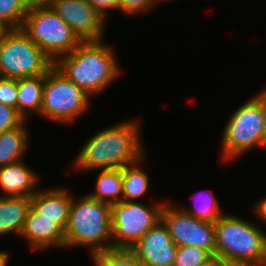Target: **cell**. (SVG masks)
<instances>
[{
    "label": "cell",
    "instance_id": "1",
    "mask_svg": "<svg viewBox=\"0 0 266 266\" xmlns=\"http://www.w3.org/2000/svg\"><path fill=\"white\" fill-rule=\"evenodd\" d=\"M136 121L121 122L91 137L76 155L74 168L83 171L121 169L142 159L145 154L141 128Z\"/></svg>",
    "mask_w": 266,
    "mask_h": 266
},
{
    "label": "cell",
    "instance_id": "2",
    "mask_svg": "<svg viewBox=\"0 0 266 266\" xmlns=\"http://www.w3.org/2000/svg\"><path fill=\"white\" fill-rule=\"evenodd\" d=\"M102 42L82 41L70 54L54 63L59 71L91 97L100 95L121 72L114 51Z\"/></svg>",
    "mask_w": 266,
    "mask_h": 266
},
{
    "label": "cell",
    "instance_id": "3",
    "mask_svg": "<svg viewBox=\"0 0 266 266\" xmlns=\"http://www.w3.org/2000/svg\"><path fill=\"white\" fill-rule=\"evenodd\" d=\"M216 255L227 266H265L266 233L255 224L224 214L215 223Z\"/></svg>",
    "mask_w": 266,
    "mask_h": 266
},
{
    "label": "cell",
    "instance_id": "4",
    "mask_svg": "<svg viewBox=\"0 0 266 266\" xmlns=\"http://www.w3.org/2000/svg\"><path fill=\"white\" fill-rule=\"evenodd\" d=\"M110 239L112 240L111 205L89 195L80 200H75L72 196L65 230V248L82 245L89 248L92 256L113 249Z\"/></svg>",
    "mask_w": 266,
    "mask_h": 266
},
{
    "label": "cell",
    "instance_id": "5",
    "mask_svg": "<svg viewBox=\"0 0 266 266\" xmlns=\"http://www.w3.org/2000/svg\"><path fill=\"white\" fill-rule=\"evenodd\" d=\"M21 29L54 63L82 42L48 3H31Z\"/></svg>",
    "mask_w": 266,
    "mask_h": 266
},
{
    "label": "cell",
    "instance_id": "6",
    "mask_svg": "<svg viewBox=\"0 0 266 266\" xmlns=\"http://www.w3.org/2000/svg\"><path fill=\"white\" fill-rule=\"evenodd\" d=\"M221 138V157L227 161L240 157L253 147L266 149L264 113L255 96L234 111Z\"/></svg>",
    "mask_w": 266,
    "mask_h": 266
},
{
    "label": "cell",
    "instance_id": "7",
    "mask_svg": "<svg viewBox=\"0 0 266 266\" xmlns=\"http://www.w3.org/2000/svg\"><path fill=\"white\" fill-rule=\"evenodd\" d=\"M54 62L21 29L0 40V77L19 79L45 75Z\"/></svg>",
    "mask_w": 266,
    "mask_h": 266
},
{
    "label": "cell",
    "instance_id": "8",
    "mask_svg": "<svg viewBox=\"0 0 266 266\" xmlns=\"http://www.w3.org/2000/svg\"><path fill=\"white\" fill-rule=\"evenodd\" d=\"M90 98L89 94L53 66L44 75L40 116L69 125L88 110Z\"/></svg>",
    "mask_w": 266,
    "mask_h": 266
},
{
    "label": "cell",
    "instance_id": "9",
    "mask_svg": "<svg viewBox=\"0 0 266 266\" xmlns=\"http://www.w3.org/2000/svg\"><path fill=\"white\" fill-rule=\"evenodd\" d=\"M156 203L150 207L135 200L111 205L113 249H132L152 227L161 221L165 202Z\"/></svg>",
    "mask_w": 266,
    "mask_h": 266
},
{
    "label": "cell",
    "instance_id": "10",
    "mask_svg": "<svg viewBox=\"0 0 266 266\" xmlns=\"http://www.w3.org/2000/svg\"><path fill=\"white\" fill-rule=\"evenodd\" d=\"M161 220L167 226L174 244L178 246H197L216 255L215 224L198 220L177 207L165 203Z\"/></svg>",
    "mask_w": 266,
    "mask_h": 266
},
{
    "label": "cell",
    "instance_id": "11",
    "mask_svg": "<svg viewBox=\"0 0 266 266\" xmlns=\"http://www.w3.org/2000/svg\"><path fill=\"white\" fill-rule=\"evenodd\" d=\"M48 4L81 41L103 40L106 20L87 0H50Z\"/></svg>",
    "mask_w": 266,
    "mask_h": 266
},
{
    "label": "cell",
    "instance_id": "12",
    "mask_svg": "<svg viewBox=\"0 0 266 266\" xmlns=\"http://www.w3.org/2000/svg\"><path fill=\"white\" fill-rule=\"evenodd\" d=\"M131 250L143 265L174 266L177 246L161 220Z\"/></svg>",
    "mask_w": 266,
    "mask_h": 266
},
{
    "label": "cell",
    "instance_id": "13",
    "mask_svg": "<svg viewBox=\"0 0 266 266\" xmlns=\"http://www.w3.org/2000/svg\"><path fill=\"white\" fill-rule=\"evenodd\" d=\"M33 250L65 247V231L53 219L41 217L32 207L20 235Z\"/></svg>",
    "mask_w": 266,
    "mask_h": 266
},
{
    "label": "cell",
    "instance_id": "14",
    "mask_svg": "<svg viewBox=\"0 0 266 266\" xmlns=\"http://www.w3.org/2000/svg\"><path fill=\"white\" fill-rule=\"evenodd\" d=\"M72 196L67 188L38 190L31 197V207L43 218L53 219L64 231L69 220Z\"/></svg>",
    "mask_w": 266,
    "mask_h": 266
},
{
    "label": "cell",
    "instance_id": "15",
    "mask_svg": "<svg viewBox=\"0 0 266 266\" xmlns=\"http://www.w3.org/2000/svg\"><path fill=\"white\" fill-rule=\"evenodd\" d=\"M37 174L24 161L0 167V189L5 197H28L37 193Z\"/></svg>",
    "mask_w": 266,
    "mask_h": 266
},
{
    "label": "cell",
    "instance_id": "16",
    "mask_svg": "<svg viewBox=\"0 0 266 266\" xmlns=\"http://www.w3.org/2000/svg\"><path fill=\"white\" fill-rule=\"evenodd\" d=\"M30 209L31 198L0 196V236L21 235Z\"/></svg>",
    "mask_w": 266,
    "mask_h": 266
},
{
    "label": "cell",
    "instance_id": "17",
    "mask_svg": "<svg viewBox=\"0 0 266 266\" xmlns=\"http://www.w3.org/2000/svg\"><path fill=\"white\" fill-rule=\"evenodd\" d=\"M17 112L26 120L28 112L40 115L44 75L17 79Z\"/></svg>",
    "mask_w": 266,
    "mask_h": 266
},
{
    "label": "cell",
    "instance_id": "18",
    "mask_svg": "<svg viewBox=\"0 0 266 266\" xmlns=\"http://www.w3.org/2000/svg\"><path fill=\"white\" fill-rule=\"evenodd\" d=\"M25 123L0 133V167L22 161L29 145V132Z\"/></svg>",
    "mask_w": 266,
    "mask_h": 266
},
{
    "label": "cell",
    "instance_id": "19",
    "mask_svg": "<svg viewBox=\"0 0 266 266\" xmlns=\"http://www.w3.org/2000/svg\"><path fill=\"white\" fill-rule=\"evenodd\" d=\"M88 195L109 205L122 202V168L101 170L97 177L96 191Z\"/></svg>",
    "mask_w": 266,
    "mask_h": 266
},
{
    "label": "cell",
    "instance_id": "20",
    "mask_svg": "<svg viewBox=\"0 0 266 266\" xmlns=\"http://www.w3.org/2000/svg\"><path fill=\"white\" fill-rule=\"evenodd\" d=\"M143 157L134 164L122 168V201H134L144 197L149 188V176L141 169Z\"/></svg>",
    "mask_w": 266,
    "mask_h": 266
},
{
    "label": "cell",
    "instance_id": "21",
    "mask_svg": "<svg viewBox=\"0 0 266 266\" xmlns=\"http://www.w3.org/2000/svg\"><path fill=\"white\" fill-rule=\"evenodd\" d=\"M202 191L198 196L192 195V200L197 199L196 204L194 202V208L179 207L186 213L194 216L198 220L206 221L215 224L224 213L221 212L219 203L213 193ZM194 198V199H193Z\"/></svg>",
    "mask_w": 266,
    "mask_h": 266
},
{
    "label": "cell",
    "instance_id": "22",
    "mask_svg": "<svg viewBox=\"0 0 266 266\" xmlns=\"http://www.w3.org/2000/svg\"><path fill=\"white\" fill-rule=\"evenodd\" d=\"M30 5V0H0V19L12 29L21 28Z\"/></svg>",
    "mask_w": 266,
    "mask_h": 266
},
{
    "label": "cell",
    "instance_id": "23",
    "mask_svg": "<svg viewBox=\"0 0 266 266\" xmlns=\"http://www.w3.org/2000/svg\"><path fill=\"white\" fill-rule=\"evenodd\" d=\"M90 257L94 266H139V261L131 249H110Z\"/></svg>",
    "mask_w": 266,
    "mask_h": 266
},
{
    "label": "cell",
    "instance_id": "24",
    "mask_svg": "<svg viewBox=\"0 0 266 266\" xmlns=\"http://www.w3.org/2000/svg\"><path fill=\"white\" fill-rule=\"evenodd\" d=\"M212 255L197 246H178L174 266H199Z\"/></svg>",
    "mask_w": 266,
    "mask_h": 266
},
{
    "label": "cell",
    "instance_id": "25",
    "mask_svg": "<svg viewBox=\"0 0 266 266\" xmlns=\"http://www.w3.org/2000/svg\"><path fill=\"white\" fill-rule=\"evenodd\" d=\"M24 121L15 108L0 103V133L19 127Z\"/></svg>",
    "mask_w": 266,
    "mask_h": 266
},
{
    "label": "cell",
    "instance_id": "26",
    "mask_svg": "<svg viewBox=\"0 0 266 266\" xmlns=\"http://www.w3.org/2000/svg\"><path fill=\"white\" fill-rule=\"evenodd\" d=\"M17 79L0 77V103L17 110Z\"/></svg>",
    "mask_w": 266,
    "mask_h": 266
},
{
    "label": "cell",
    "instance_id": "27",
    "mask_svg": "<svg viewBox=\"0 0 266 266\" xmlns=\"http://www.w3.org/2000/svg\"><path fill=\"white\" fill-rule=\"evenodd\" d=\"M154 3V0H120L119 11L123 12V14L137 15L150 10L155 5Z\"/></svg>",
    "mask_w": 266,
    "mask_h": 266
},
{
    "label": "cell",
    "instance_id": "28",
    "mask_svg": "<svg viewBox=\"0 0 266 266\" xmlns=\"http://www.w3.org/2000/svg\"><path fill=\"white\" fill-rule=\"evenodd\" d=\"M87 2L106 20L108 10H119L120 0H87Z\"/></svg>",
    "mask_w": 266,
    "mask_h": 266
},
{
    "label": "cell",
    "instance_id": "29",
    "mask_svg": "<svg viewBox=\"0 0 266 266\" xmlns=\"http://www.w3.org/2000/svg\"><path fill=\"white\" fill-rule=\"evenodd\" d=\"M254 212L258 215L259 219L263 220V222H266V197L261 199L257 205L255 204Z\"/></svg>",
    "mask_w": 266,
    "mask_h": 266
},
{
    "label": "cell",
    "instance_id": "30",
    "mask_svg": "<svg viewBox=\"0 0 266 266\" xmlns=\"http://www.w3.org/2000/svg\"><path fill=\"white\" fill-rule=\"evenodd\" d=\"M262 104V110L264 113V131H265V144H266V88L261 90L260 94L255 96Z\"/></svg>",
    "mask_w": 266,
    "mask_h": 266
},
{
    "label": "cell",
    "instance_id": "31",
    "mask_svg": "<svg viewBox=\"0 0 266 266\" xmlns=\"http://www.w3.org/2000/svg\"><path fill=\"white\" fill-rule=\"evenodd\" d=\"M199 266H227L226 263L217 255H212L208 260Z\"/></svg>",
    "mask_w": 266,
    "mask_h": 266
},
{
    "label": "cell",
    "instance_id": "32",
    "mask_svg": "<svg viewBox=\"0 0 266 266\" xmlns=\"http://www.w3.org/2000/svg\"><path fill=\"white\" fill-rule=\"evenodd\" d=\"M11 30L12 28L6 22L0 19V40L5 38Z\"/></svg>",
    "mask_w": 266,
    "mask_h": 266
},
{
    "label": "cell",
    "instance_id": "33",
    "mask_svg": "<svg viewBox=\"0 0 266 266\" xmlns=\"http://www.w3.org/2000/svg\"><path fill=\"white\" fill-rule=\"evenodd\" d=\"M9 256L8 253L5 251H0V266H7V263H9Z\"/></svg>",
    "mask_w": 266,
    "mask_h": 266
},
{
    "label": "cell",
    "instance_id": "34",
    "mask_svg": "<svg viewBox=\"0 0 266 266\" xmlns=\"http://www.w3.org/2000/svg\"><path fill=\"white\" fill-rule=\"evenodd\" d=\"M50 0H30L31 3H48Z\"/></svg>",
    "mask_w": 266,
    "mask_h": 266
},
{
    "label": "cell",
    "instance_id": "35",
    "mask_svg": "<svg viewBox=\"0 0 266 266\" xmlns=\"http://www.w3.org/2000/svg\"><path fill=\"white\" fill-rule=\"evenodd\" d=\"M155 1V4L158 3V2H162V1H166V0H154ZM168 1V0H167ZM171 1V0H169Z\"/></svg>",
    "mask_w": 266,
    "mask_h": 266
},
{
    "label": "cell",
    "instance_id": "36",
    "mask_svg": "<svg viewBox=\"0 0 266 266\" xmlns=\"http://www.w3.org/2000/svg\"><path fill=\"white\" fill-rule=\"evenodd\" d=\"M265 266H266V244H265Z\"/></svg>",
    "mask_w": 266,
    "mask_h": 266
}]
</instances>
